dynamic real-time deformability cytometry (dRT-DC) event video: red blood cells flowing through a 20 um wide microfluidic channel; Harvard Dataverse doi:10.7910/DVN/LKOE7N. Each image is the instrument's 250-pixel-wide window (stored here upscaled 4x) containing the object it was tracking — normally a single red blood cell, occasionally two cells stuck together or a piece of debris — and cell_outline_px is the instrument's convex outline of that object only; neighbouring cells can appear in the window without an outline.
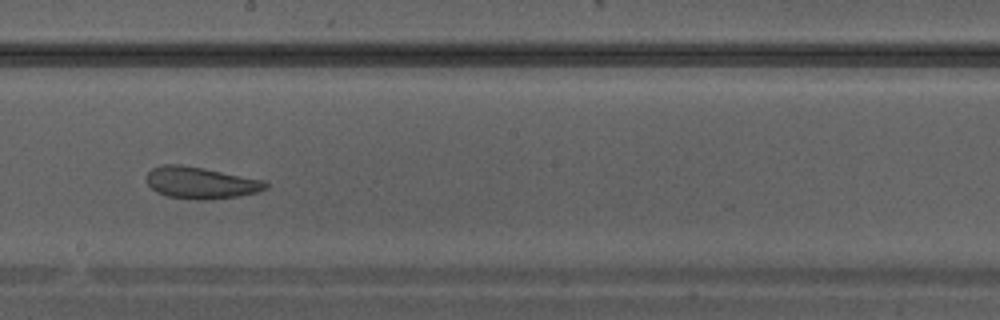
{"species": "Egyptian fruit bat (a non-hibernating species)", "species_latin": "Rousettus aegyptiacus", "temperature_condition": "warm", "stored_images_in_passage": 35, "camera_frame_rate_fps": 3000, "um_per_image_px": 0.085, "animal": {"sex": "male"}, "frame": {"image": 1, "passage_image": 20, "time_ms": 6.333, "image_size_px": [1000, 320], "cell_outline_px": [[268, 188], [256, 192], [236, 196], [208, 200], [196, 200], [168, 196], [156, 192], [148, 184], [148, 172], [152, 168], [164, 164], [180, 164], [204, 168], [264, 180], [268, 184]], "centroid_in_image_um": [17.07, 15.53], "position_along_channel_um": 231.1, "area_um2": 21.91}}